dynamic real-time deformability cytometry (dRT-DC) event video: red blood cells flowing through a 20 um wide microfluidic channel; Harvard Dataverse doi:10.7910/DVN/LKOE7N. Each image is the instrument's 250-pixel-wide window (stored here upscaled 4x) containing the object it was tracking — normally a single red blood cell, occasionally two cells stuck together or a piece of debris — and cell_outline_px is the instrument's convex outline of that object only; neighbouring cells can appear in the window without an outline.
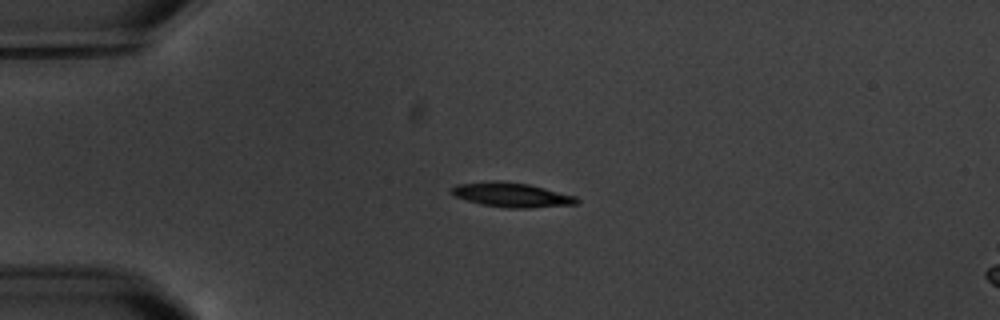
{"species": "common noctule bat (a hibernating species)", "species_latin": "Nyctalus noctula", "temperature_condition": "warm", "stored_images_in_passage": 6, "camera_frame_rate_fps": 3000, "um_per_image_px": 0.085, "animal": {"sex": "male", "body_mass_g": 20.1, "forearm_length_mm": 53.5}, "frame": {"image": 1, "passage_image": 4, "time_ms": 3.333, "image_size_px": [1000, 320], "cell_outline_px": [[580, 200], [576, 204], [528, 208], [504, 208], [480, 204], [456, 196], [448, 192], [456, 184], [488, 180], [492, 180], [528, 184], [576, 196]], "centroid_in_image_um": [43.46, 16.56], "position_along_channel_um": 41.5, "area_um2": 17.86}}